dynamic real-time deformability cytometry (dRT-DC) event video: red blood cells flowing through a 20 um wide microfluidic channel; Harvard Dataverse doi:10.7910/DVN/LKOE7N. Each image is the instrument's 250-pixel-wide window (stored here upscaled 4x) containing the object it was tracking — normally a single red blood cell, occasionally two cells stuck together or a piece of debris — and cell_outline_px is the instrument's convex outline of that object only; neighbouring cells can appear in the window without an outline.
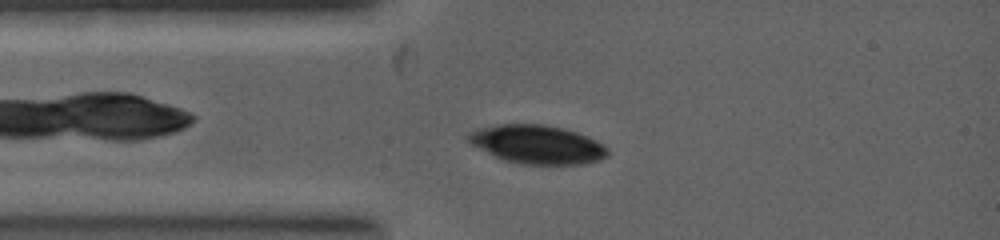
{"species": "common noctule bat (a hibernating species)", "species_latin": "Nyctalus noctula", "temperature_condition": "warm", "stored_images_in_passage": 5, "camera_frame_rate_fps": 5000, "um_per_image_px": 0.085, "animal": {"sex": "female", "body_mass_g": 19.0, "forearm_length_mm": 53.3}, "frame": {"image": 1, "passage_image": 5, "time_ms": 1.4, "image_size_px": [1000, 240], "cell_outline_px": [[608, 156], [600, 160], [584, 164], [520, 164], [504, 160], [472, 144], [464, 136], [468, 132], [476, 128], [496, 124], [544, 124], [564, 128], [588, 136], [604, 144], [608, 148]], "centroid_in_image_um": [45.68, 12.26], "position_along_channel_um": 39.3, "area_um2": 31.56}}